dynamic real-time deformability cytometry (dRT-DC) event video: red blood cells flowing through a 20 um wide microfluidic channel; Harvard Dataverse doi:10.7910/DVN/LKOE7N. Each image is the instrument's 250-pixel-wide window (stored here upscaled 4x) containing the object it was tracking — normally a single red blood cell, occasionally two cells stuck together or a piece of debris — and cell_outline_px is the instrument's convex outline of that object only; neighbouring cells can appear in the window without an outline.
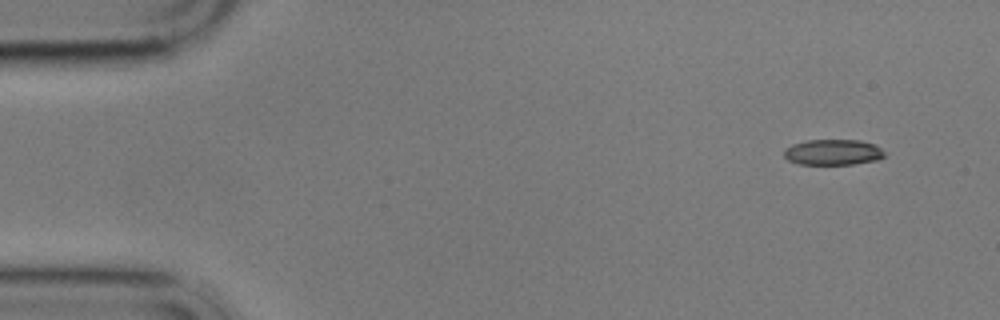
{"species": "common noctule bat (a hibernating species)", "species_latin": "Nyctalus noctula", "temperature_condition": "cold", "stored_images_in_passage": 14, "camera_frame_rate_fps": 3000, "um_per_image_px": 0.085, "animal": {"sex": "male", "body_mass_g": 17.9}, "frame": {"image": 1, "passage_image": 1, "time_ms": 0.0, "image_size_px": [1000, 320], "cell_outline_px": [[884, 156], [876, 160], [852, 164], [800, 164], [788, 160], [784, 156], [784, 148], [792, 144], [808, 140], [860, 140], [876, 144], [884, 152]], "centroid_in_image_um": [70.79, 12.93], "position_along_channel_um": 14.2, "area_um2": 15.03}}
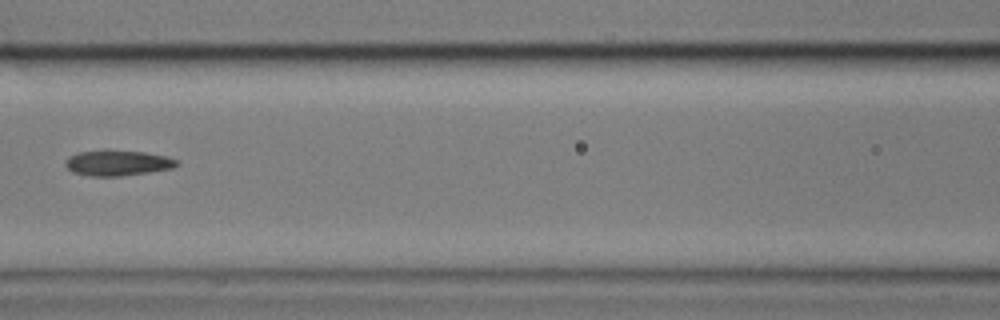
{"frame": {"image": 2, "passage_image": 6, "time_ms": 7.0, "image_size_px": [1000, 320], "cell_outline_px": [[180, 164], [172, 168], [148, 172], [120, 176], [88, 176], [72, 172], [64, 164], [64, 160], [68, 156], [80, 152], [104, 148], [108, 148], [144, 152], [168, 156], [176, 160]], "centroid_in_image_um": [9.95, 13.82], "position_along_channel_um": 156.6, "area_um2": 17.05}}
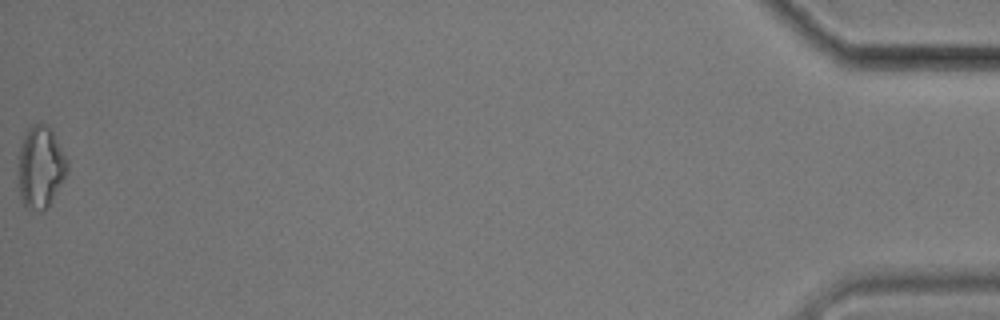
{"frame": {"image": 3, "passage_image": 14, "time_ms": 17.667, "image_size_px": [1000, 320], "cell_outline_px": [[68, 172], [52, 200], [40, 212], [28, 208], [24, 204], [20, 196], [16, 156], [24, 136], [28, 128], [32, 124], [48, 124], [68, 160]], "centroid_in_image_um": [3.42, 14.18], "position_along_channel_um": 431.8, "area_um2": 23.64}, "authors_computed_cell_mechanics": {"area_um2": 16.8198, "velocity_mm_per_s": 3.5024, "shape_relaxation_time_tau1_ms": null, "shape_relaxation_time_tau2_ms": 6.9564, "deformation_change_tau1": null, "deformation_change_tau2": 0.1398}}